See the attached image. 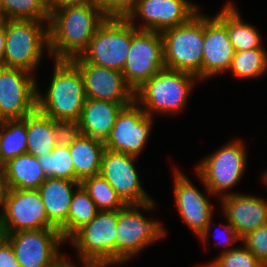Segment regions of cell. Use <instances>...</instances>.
I'll use <instances>...</instances> for the list:
<instances>
[{"instance_id": "obj_1", "label": "cell", "mask_w": 267, "mask_h": 267, "mask_svg": "<svg viewBox=\"0 0 267 267\" xmlns=\"http://www.w3.org/2000/svg\"><path fill=\"white\" fill-rule=\"evenodd\" d=\"M106 18L103 10L95 4L53 11L48 21L50 55L54 60H71L80 56Z\"/></svg>"}, {"instance_id": "obj_2", "label": "cell", "mask_w": 267, "mask_h": 267, "mask_svg": "<svg viewBox=\"0 0 267 267\" xmlns=\"http://www.w3.org/2000/svg\"><path fill=\"white\" fill-rule=\"evenodd\" d=\"M53 75L45 95L39 91L37 109L53 120L72 128L86 101L80 70L70 60H54Z\"/></svg>"}, {"instance_id": "obj_3", "label": "cell", "mask_w": 267, "mask_h": 267, "mask_svg": "<svg viewBox=\"0 0 267 267\" xmlns=\"http://www.w3.org/2000/svg\"><path fill=\"white\" fill-rule=\"evenodd\" d=\"M198 81L191 73L164 68L135 91V102L150 117L174 115L187 106L194 83Z\"/></svg>"}, {"instance_id": "obj_4", "label": "cell", "mask_w": 267, "mask_h": 267, "mask_svg": "<svg viewBox=\"0 0 267 267\" xmlns=\"http://www.w3.org/2000/svg\"><path fill=\"white\" fill-rule=\"evenodd\" d=\"M158 205L155 200L145 204H127L118 210L115 241V266L125 264L142 252L148 245L162 240L167 235L163 225L140 213L150 211ZM139 208V209H138Z\"/></svg>"}, {"instance_id": "obj_5", "label": "cell", "mask_w": 267, "mask_h": 267, "mask_svg": "<svg viewBox=\"0 0 267 267\" xmlns=\"http://www.w3.org/2000/svg\"><path fill=\"white\" fill-rule=\"evenodd\" d=\"M49 53L48 21L5 20L4 67L20 68L32 74L44 52Z\"/></svg>"}, {"instance_id": "obj_6", "label": "cell", "mask_w": 267, "mask_h": 267, "mask_svg": "<svg viewBox=\"0 0 267 267\" xmlns=\"http://www.w3.org/2000/svg\"><path fill=\"white\" fill-rule=\"evenodd\" d=\"M167 69L191 73L202 80L204 14L200 11L187 23L161 33Z\"/></svg>"}, {"instance_id": "obj_7", "label": "cell", "mask_w": 267, "mask_h": 267, "mask_svg": "<svg viewBox=\"0 0 267 267\" xmlns=\"http://www.w3.org/2000/svg\"><path fill=\"white\" fill-rule=\"evenodd\" d=\"M117 211H99L68 240L75 247L82 267L115 266Z\"/></svg>"}, {"instance_id": "obj_8", "label": "cell", "mask_w": 267, "mask_h": 267, "mask_svg": "<svg viewBox=\"0 0 267 267\" xmlns=\"http://www.w3.org/2000/svg\"><path fill=\"white\" fill-rule=\"evenodd\" d=\"M245 147L244 143L236 138L197 164L196 173L214 196L222 198L236 193L229 190L234 188L244 175L248 158Z\"/></svg>"}, {"instance_id": "obj_9", "label": "cell", "mask_w": 267, "mask_h": 267, "mask_svg": "<svg viewBox=\"0 0 267 267\" xmlns=\"http://www.w3.org/2000/svg\"><path fill=\"white\" fill-rule=\"evenodd\" d=\"M132 39L126 18H106L80 57L87 63L122 72Z\"/></svg>"}, {"instance_id": "obj_10", "label": "cell", "mask_w": 267, "mask_h": 267, "mask_svg": "<svg viewBox=\"0 0 267 267\" xmlns=\"http://www.w3.org/2000/svg\"><path fill=\"white\" fill-rule=\"evenodd\" d=\"M163 40L161 33L138 30L132 25V39L122 74L134 90L164 69Z\"/></svg>"}, {"instance_id": "obj_11", "label": "cell", "mask_w": 267, "mask_h": 267, "mask_svg": "<svg viewBox=\"0 0 267 267\" xmlns=\"http://www.w3.org/2000/svg\"><path fill=\"white\" fill-rule=\"evenodd\" d=\"M0 228L5 234L57 229L48 220L39 191L30 189H8L0 210Z\"/></svg>"}, {"instance_id": "obj_12", "label": "cell", "mask_w": 267, "mask_h": 267, "mask_svg": "<svg viewBox=\"0 0 267 267\" xmlns=\"http://www.w3.org/2000/svg\"><path fill=\"white\" fill-rule=\"evenodd\" d=\"M174 200L177 210L182 218V221L203 241L209 240L211 225L213 221L212 204L209 201V196L214 195L207 189L203 179L197 174L204 185L208 196L201 193L200 190L189 180L183 172L174 168Z\"/></svg>"}, {"instance_id": "obj_13", "label": "cell", "mask_w": 267, "mask_h": 267, "mask_svg": "<svg viewBox=\"0 0 267 267\" xmlns=\"http://www.w3.org/2000/svg\"><path fill=\"white\" fill-rule=\"evenodd\" d=\"M38 84L35 74L0 67V113L5 120L23 119L37 110Z\"/></svg>"}, {"instance_id": "obj_14", "label": "cell", "mask_w": 267, "mask_h": 267, "mask_svg": "<svg viewBox=\"0 0 267 267\" xmlns=\"http://www.w3.org/2000/svg\"><path fill=\"white\" fill-rule=\"evenodd\" d=\"M5 238L21 267H49L63 255L59 248L66 242L58 229L19 231Z\"/></svg>"}, {"instance_id": "obj_15", "label": "cell", "mask_w": 267, "mask_h": 267, "mask_svg": "<svg viewBox=\"0 0 267 267\" xmlns=\"http://www.w3.org/2000/svg\"><path fill=\"white\" fill-rule=\"evenodd\" d=\"M199 5L189 0H138L126 18L138 30L163 31L187 23L199 12ZM137 18L142 20L136 24Z\"/></svg>"}, {"instance_id": "obj_16", "label": "cell", "mask_w": 267, "mask_h": 267, "mask_svg": "<svg viewBox=\"0 0 267 267\" xmlns=\"http://www.w3.org/2000/svg\"><path fill=\"white\" fill-rule=\"evenodd\" d=\"M153 119L135 101L125 106L104 141L105 149L139 157L151 134Z\"/></svg>"}, {"instance_id": "obj_17", "label": "cell", "mask_w": 267, "mask_h": 267, "mask_svg": "<svg viewBox=\"0 0 267 267\" xmlns=\"http://www.w3.org/2000/svg\"><path fill=\"white\" fill-rule=\"evenodd\" d=\"M137 156L105 149L100 175L105 178L126 204H145L154 201L146 193L135 167Z\"/></svg>"}, {"instance_id": "obj_18", "label": "cell", "mask_w": 267, "mask_h": 267, "mask_svg": "<svg viewBox=\"0 0 267 267\" xmlns=\"http://www.w3.org/2000/svg\"><path fill=\"white\" fill-rule=\"evenodd\" d=\"M81 72L88 99L111 101L129 106L135 92L125 81L121 71L85 62L80 56L70 60Z\"/></svg>"}, {"instance_id": "obj_19", "label": "cell", "mask_w": 267, "mask_h": 267, "mask_svg": "<svg viewBox=\"0 0 267 267\" xmlns=\"http://www.w3.org/2000/svg\"><path fill=\"white\" fill-rule=\"evenodd\" d=\"M235 50L227 33V3L213 17L204 14L202 80L229 70Z\"/></svg>"}, {"instance_id": "obj_20", "label": "cell", "mask_w": 267, "mask_h": 267, "mask_svg": "<svg viewBox=\"0 0 267 267\" xmlns=\"http://www.w3.org/2000/svg\"><path fill=\"white\" fill-rule=\"evenodd\" d=\"M220 199L226 220L241 239L267 223V200L239 192Z\"/></svg>"}, {"instance_id": "obj_21", "label": "cell", "mask_w": 267, "mask_h": 267, "mask_svg": "<svg viewBox=\"0 0 267 267\" xmlns=\"http://www.w3.org/2000/svg\"><path fill=\"white\" fill-rule=\"evenodd\" d=\"M63 139L69 145L75 181L81 182L84 178L100 174L104 141L80 134L73 128H68Z\"/></svg>"}, {"instance_id": "obj_22", "label": "cell", "mask_w": 267, "mask_h": 267, "mask_svg": "<svg viewBox=\"0 0 267 267\" xmlns=\"http://www.w3.org/2000/svg\"><path fill=\"white\" fill-rule=\"evenodd\" d=\"M124 104L86 98L81 115L72 127L80 134L105 141Z\"/></svg>"}, {"instance_id": "obj_23", "label": "cell", "mask_w": 267, "mask_h": 267, "mask_svg": "<svg viewBox=\"0 0 267 267\" xmlns=\"http://www.w3.org/2000/svg\"><path fill=\"white\" fill-rule=\"evenodd\" d=\"M68 127L42 114L38 109L26 116L27 154L36 158L52 152L63 140Z\"/></svg>"}, {"instance_id": "obj_24", "label": "cell", "mask_w": 267, "mask_h": 267, "mask_svg": "<svg viewBox=\"0 0 267 267\" xmlns=\"http://www.w3.org/2000/svg\"><path fill=\"white\" fill-rule=\"evenodd\" d=\"M79 185L78 181L47 178L38 188L48 220L58 230L67 222L70 203Z\"/></svg>"}, {"instance_id": "obj_25", "label": "cell", "mask_w": 267, "mask_h": 267, "mask_svg": "<svg viewBox=\"0 0 267 267\" xmlns=\"http://www.w3.org/2000/svg\"><path fill=\"white\" fill-rule=\"evenodd\" d=\"M9 189L38 190L47 179L37 158L23 154L4 164Z\"/></svg>"}, {"instance_id": "obj_26", "label": "cell", "mask_w": 267, "mask_h": 267, "mask_svg": "<svg viewBox=\"0 0 267 267\" xmlns=\"http://www.w3.org/2000/svg\"><path fill=\"white\" fill-rule=\"evenodd\" d=\"M227 33L235 51L264 48L257 28L244 22L238 8L230 1L227 2Z\"/></svg>"}, {"instance_id": "obj_27", "label": "cell", "mask_w": 267, "mask_h": 267, "mask_svg": "<svg viewBox=\"0 0 267 267\" xmlns=\"http://www.w3.org/2000/svg\"><path fill=\"white\" fill-rule=\"evenodd\" d=\"M99 210L95 202L89 197L88 192L80 184L76 187L70 203L67 222L59 230L62 238L67 240L83 225L89 223Z\"/></svg>"}, {"instance_id": "obj_28", "label": "cell", "mask_w": 267, "mask_h": 267, "mask_svg": "<svg viewBox=\"0 0 267 267\" xmlns=\"http://www.w3.org/2000/svg\"><path fill=\"white\" fill-rule=\"evenodd\" d=\"M26 116L23 119L5 120L0 125V163L26 154Z\"/></svg>"}, {"instance_id": "obj_29", "label": "cell", "mask_w": 267, "mask_h": 267, "mask_svg": "<svg viewBox=\"0 0 267 267\" xmlns=\"http://www.w3.org/2000/svg\"><path fill=\"white\" fill-rule=\"evenodd\" d=\"M267 71V52L265 48L235 51L227 72L239 79L259 78Z\"/></svg>"}, {"instance_id": "obj_30", "label": "cell", "mask_w": 267, "mask_h": 267, "mask_svg": "<svg viewBox=\"0 0 267 267\" xmlns=\"http://www.w3.org/2000/svg\"><path fill=\"white\" fill-rule=\"evenodd\" d=\"M46 178H62L75 181V167L68 143L63 139L48 153L37 157Z\"/></svg>"}, {"instance_id": "obj_31", "label": "cell", "mask_w": 267, "mask_h": 267, "mask_svg": "<svg viewBox=\"0 0 267 267\" xmlns=\"http://www.w3.org/2000/svg\"><path fill=\"white\" fill-rule=\"evenodd\" d=\"M80 184L88 192L99 211H117L127 205L100 174L84 178Z\"/></svg>"}, {"instance_id": "obj_32", "label": "cell", "mask_w": 267, "mask_h": 267, "mask_svg": "<svg viewBox=\"0 0 267 267\" xmlns=\"http://www.w3.org/2000/svg\"><path fill=\"white\" fill-rule=\"evenodd\" d=\"M3 20L49 21L47 0H0Z\"/></svg>"}, {"instance_id": "obj_33", "label": "cell", "mask_w": 267, "mask_h": 267, "mask_svg": "<svg viewBox=\"0 0 267 267\" xmlns=\"http://www.w3.org/2000/svg\"><path fill=\"white\" fill-rule=\"evenodd\" d=\"M206 267H265V265L243 244L239 247H226Z\"/></svg>"}, {"instance_id": "obj_34", "label": "cell", "mask_w": 267, "mask_h": 267, "mask_svg": "<svg viewBox=\"0 0 267 267\" xmlns=\"http://www.w3.org/2000/svg\"><path fill=\"white\" fill-rule=\"evenodd\" d=\"M241 241L267 267V223L249 232Z\"/></svg>"}, {"instance_id": "obj_35", "label": "cell", "mask_w": 267, "mask_h": 267, "mask_svg": "<svg viewBox=\"0 0 267 267\" xmlns=\"http://www.w3.org/2000/svg\"><path fill=\"white\" fill-rule=\"evenodd\" d=\"M138 0H94L107 18H127L135 9Z\"/></svg>"}, {"instance_id": "obj_36", "label": "cell", "mask_w": 267, "mask_h": 267, "mask_svg": "<svg viewBox=\"0 0 267 267\" xmlns=\"http://www.w3.org/2000/svg\"><path fill=\"white\" fill-rule=\"evenodd\" d=\"M0 267H21L12 245L6 238L0 243Z\"/></svg>"}, {"instance_id": "obj_37", "label": "cell", "mask_w": 267, "mask_h": 267, "mask_svg": "<svg viewBox=\"0 0 267 267\" xmlns=\"http://www.w3.org/2000/svg\"><path fill=\"white\" fill-rule=\"evenodd\" d=\"M223 232H221L220 236H219V239L218 240H221L223 243H224V246H233L234 244H236L239 241H241V238L238 236V234L236 233L235 229L233 228V226L227 221V224L223 225ZM222 235V236H221ZM222 237H225V238H222ZM217 240V238H216ZM220 242V241H219ZM219 242H215L213 243L214 244V247L218 248V246H221L222 244H220Z\"/></svg>"}, {"instance_id": "obj_38", "label": "cell", "mask_w": 267, "mask_h": 267, "mask_svg": "<svg viewBox=\"0 0 267 267\" xmlns=\"http://www.w3.org/2000/svg\"><path fill=\"white\" fill-rule=\"evenodd\" d=\"M85 4H95L94 0H48L47 7L49 13L53 11L63 8V7H70V6H79Z\"/></svg>"}, {"instance_id": "obj_39", "label": "cell", "mask_w": 267, "mask_h": 267, "mask_svg": "<svg viewBox=\"0 0 267 267\" xmlns=\"http://www.w3.org/2000/svg\"><path fill=\"white\" fill-rule=\"evenodd\" d=\"M8 189L9 188L6 181L5 166L4 164L0 163V208L3 205Z\"/></svg>"}, {"instance_id": "obj_40", "label": "cell", "mask_w": 267, "mask_h": 267, "mask_svg": "<svg viewBox=\"0 0 267 267\" xmlns=\"http://www.w3.org/2000/svg\"><path fill=\"white\" fill-rule=\"evenodd\" d=\"M5 53V20L0 21V67H3Z\"/></svg>"}, {"instance_id": "obj_41", "label": "cell", "mask_w": 267, "mask_h": 267, "mask_svg": "<svg viewBox=\"0 0 267 267\" xmlns=\"http://www.w3.org/2000/svg\"><path fill=\"white\" fill-rule=\"evenodd\" d=\"M49 267H76L73 262L67 259L66 254L62 255L57 261H55Z\"/></svg>"}, {"instance_id": "obj_42", "label": "cell", "mask_w": 267, "mask_h": 267, "mask_svg": "<svg viewBox=\"0 0 267 267\" xmlns=\"http://www.w3.org/2000/svg\"><path fill=\"white\" fill-rule=\"evenodd\" d=\"M262 179H263V182L265 183V185L267 186V171L266 170H265V172H263Z\"/></svg>"}, {"instance_id": "obj_43", "label": "cell", "mask_w": 267, "mask_h": 267, "mask_svg": "<svg viewBox=\"0 0 267 267\" xmlns=\"http://www.w3.org/2000/svg\"><path fill=\"white\" fill-rule=\"evenodd\" d=\"M5 239V233L3 230L0 228V243Z\"/></svg>"}, {"instance_id": "obj_44", "label": "cell", "mask_w": 267, "mask_h": 267, "mask_svg": "<svg viewBox=\"0 0 267 267\" xmlns=\"http://www.w3.org/2000/svg\"><path fill=\"white\" fill-rule=\"evenodd\" d=\"M5 121V119L2 117L1 113H0V125Z\"/></svg>"}, {"instance_id": "obj_45", "label": "cell", "mask_w": 267, "mask_h": 267, "mask_svg": "<svg viewBox=\"0 0 267 267\" xmlns=\"http://www.w3.org/2000/svg\"><path fill=\"white\" fill-rule=\"evenodd\" d=\"M3 20V14H2V10H1V7H0V21Z\"/></svg>"}]
</instances>
